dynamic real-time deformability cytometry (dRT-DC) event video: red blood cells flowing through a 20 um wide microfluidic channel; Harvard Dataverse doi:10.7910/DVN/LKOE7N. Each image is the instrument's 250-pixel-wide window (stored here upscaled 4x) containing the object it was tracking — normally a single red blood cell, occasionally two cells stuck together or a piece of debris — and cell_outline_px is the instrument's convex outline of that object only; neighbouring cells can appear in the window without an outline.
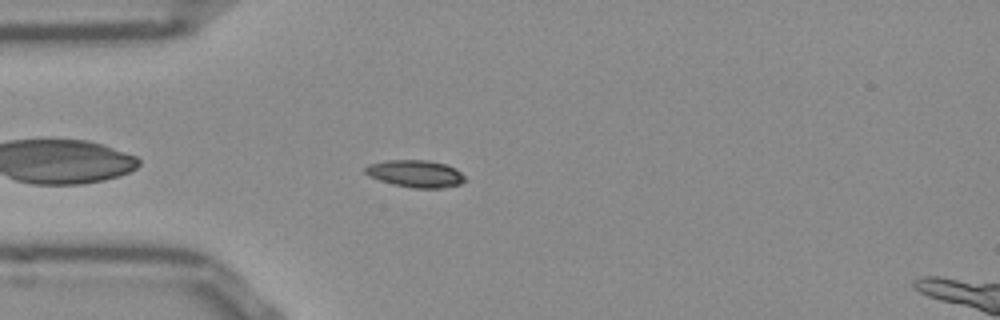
{"species": "Egyptian fruit bat (a non-hibernating species)", "species_latin": "Rousettus aegyptiacus", "temperature_condition": "room temperature", "stored_images_in_passage": 44, "camera_frame_rate_fps": 3000, "um_per_image_px": 0.085, "frame": {"image": 1, "passage_image": 5, "time_ms": 1.333, "image_size_px": [1000, 320], "cell_outline_px": [[464, 180], [460, 184], [440, 188], [412, 188], [392, 184], [368, 176], [364, 172], [364, 168], [368, 164], [388, 160], [428, 160], [444, 164], [456, 168], [464, 176]], "centroid_in_image_um": [35.28, 14.76], "position_along_channel_um": 49.7, "area_um2": 15.78}}
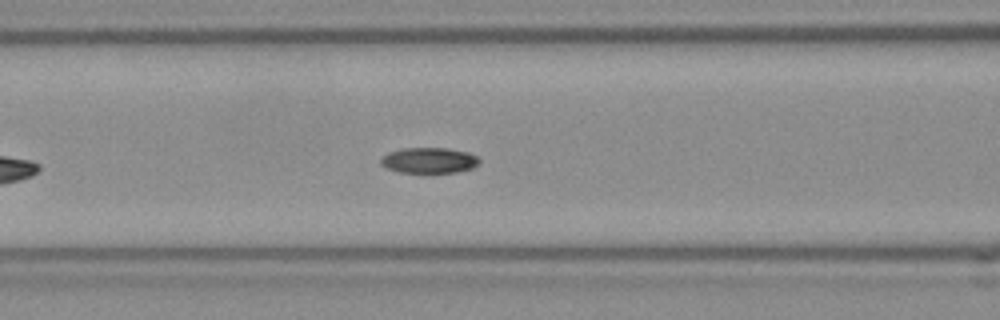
{"frame": {"image": 2, "passage_image": 12, "time_ms": 3.667, "image_size_px": [1000, 320], "cell_outline_px": [[480, 164], [472, 168], [456, 172], [400, 172], [384, 168], [380, 164], [380, 160], [388, 152], [404, 148], [448, 148], [468, 152], [476, 156], [480, 160]], "centroid_in_image_um": [36.47, 13.63], "position_along_channel_um": 130.1, "area_um2": 14.74}}
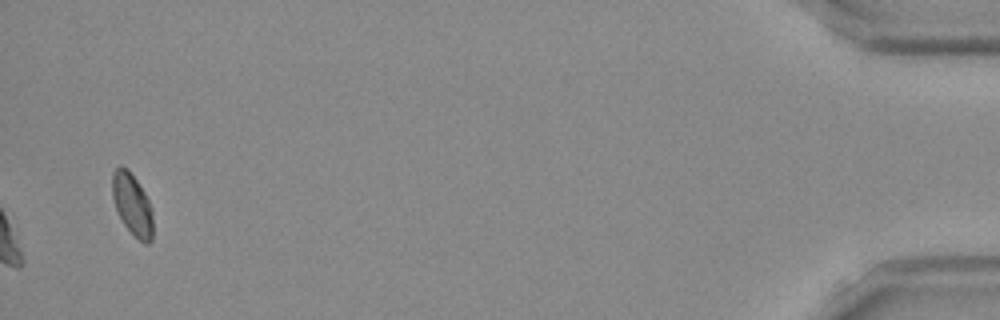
{"frame": {"image": 3, "passage_image": 42, "time_ms": 13.667, "image_size_px": [1000, 320], "cell_outline_px": [[152, 240], [148, 244], [144, 244], [124, 224], [116, 208], [112, 196], [112, 172], [120, 164], [136, 180], [144, 192], [152, 208]], "centroid_in_image_um": [11.24, 17.39], "position_along_channel_um": 424.0, "area_um2": 14.28}, "authors_computed_cell_mechanics": {"area_um2": 14.9124, "velocity_mm_per_s": 3.8307, "shape_relaxation_time_tau1_ms": 4.3163, "shape_relaxation_time_tau2_ms": null, "deformation_change_tau1": 0.0837, "deformation_change_tau2": null}}